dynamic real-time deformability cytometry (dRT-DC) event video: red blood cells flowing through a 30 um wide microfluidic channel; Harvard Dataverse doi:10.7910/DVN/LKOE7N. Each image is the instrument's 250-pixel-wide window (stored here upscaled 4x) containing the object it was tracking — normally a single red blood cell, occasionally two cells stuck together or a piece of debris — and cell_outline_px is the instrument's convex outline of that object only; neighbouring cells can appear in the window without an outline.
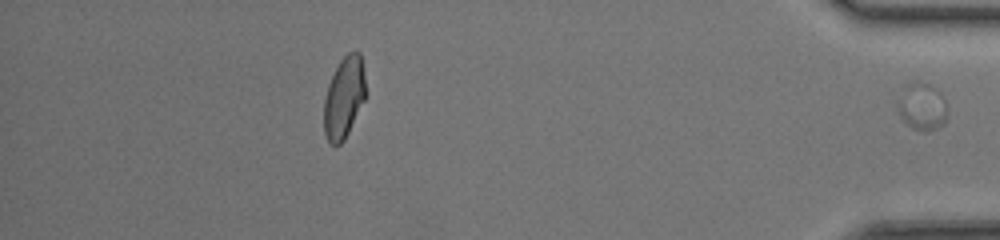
{"species": "common noctule bat (a hibernating species)", "species_latin": "Nyctalus noctula", "temperature_condition": "room temperature", "stored_images_in_passage": 30, "segment_of_instrument_passage": [2, 2], "camera_frame_rate_fps": 3000, "um_per_image_px": 0.085, "animal": {"sex": "female", "body_mass_g": 17.0, "forearm_length_mm": 48.0}, "frame": {"image": 1, "passage_image": 30, "time_ms": 9.667, "image_size_px": [1000, 240], "cell_outline_px": [[948, 112], [944, 124], [928, 132], [924, 132], [912, 128], [900, 116], [896, 104], [908, 84], [916, 80], [928, 84], [936, 88], [944, 96], [948, 104]], "centroid_in_image_um": [78.43, 9.07], "position_along_channel_um": 356.8, "area_um2": 13.87}}